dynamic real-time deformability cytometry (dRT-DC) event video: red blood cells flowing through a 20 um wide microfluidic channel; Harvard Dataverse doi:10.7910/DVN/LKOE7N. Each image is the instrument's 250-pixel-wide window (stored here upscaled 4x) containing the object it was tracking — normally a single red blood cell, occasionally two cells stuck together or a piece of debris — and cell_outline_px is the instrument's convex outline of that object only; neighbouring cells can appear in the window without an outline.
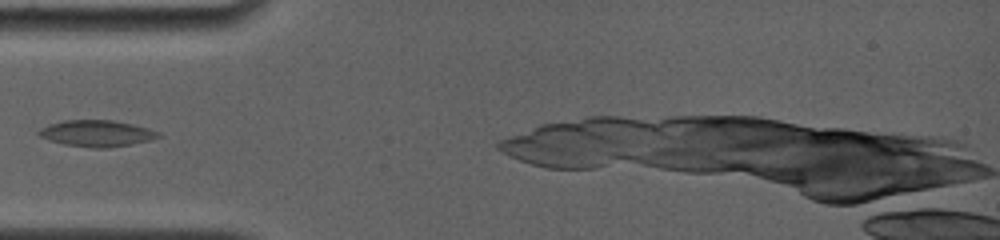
{"species": "common noctule bat (a hibernating species)", "species_latin": "Nyctalus noctula", "temperature_condition": "room temperature", "stored_images_in_passage": 12, "camera_frame_rate_fps": 4000, "um_per_image_px": 0.085, "animal": {"sex": "female", "body_mass_g": 19.0, "forearm_length_mm": 56.7}, "frame": {"image": 1, "passage_image": 1, "time_ms": 0.0, "image_size_px": [1000, 240], "cell_outline_px": [[160, 136], [148, 140], [132, 144], [108, 148], [92, 148], [64, 144], [48, 140], [40, 136], [36, 132], [40, 128], [48, 124], [64, 120], [112, 120], [132, 124], [148, 128], [160, 132]], "centroid_in_image_um": [8.18, 11.33], "position_along_channel_um": 76.8, "area_um2": 18.38}}
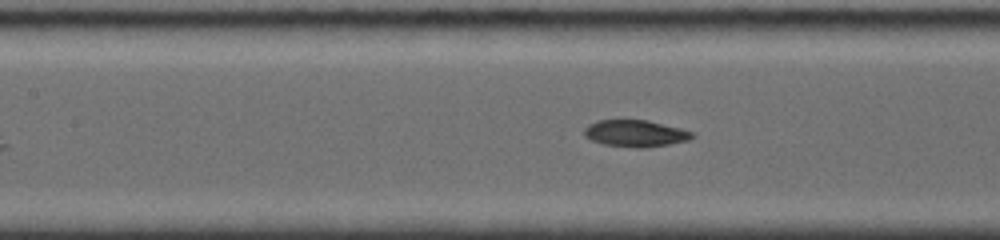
{"frame": {"image": 2, "passage_image": 7, "time_ms": 2.0, "image_size_px": [1000, 240], "cell_outline_px": [[696, 136], [688, 140], [668, 144], [640, 148], [636, 148], [604, 144], [592, 140], [584, 136], [584, 128], [588, 124], [596, 120], [620, 116], [648, 120], [680, 128], [692, 132]], "centroid_in_image_um": [53.94, 11.28], "position_along_channel_um": 153.5, "area_um2": 17.51}}
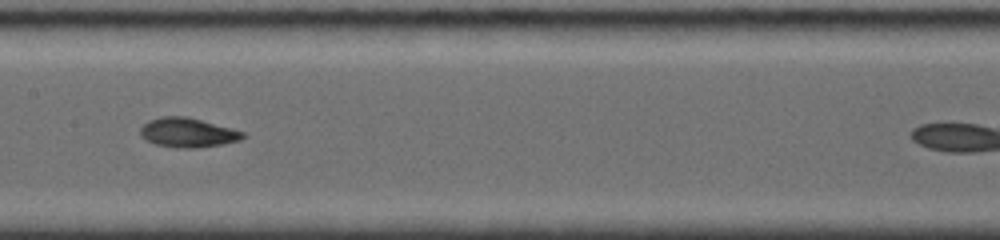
{"frame": {"image": 3, "passage_image": 10, "time_ms": 3.0, "image_size_px": [1000, 240], "cell_outline_px": [[248, 136], [240, 140], [220, 144], [196, 148], [180, 148], [156, 144], [140, 136], [140, 128], [148, 120], [160, 116], [188, 116], [232, 128], [244, 132]], "centroid_in_image_um": [15.97, 11.25], "position_along_channel_um": 191.4, "area_um2": 17.63}}